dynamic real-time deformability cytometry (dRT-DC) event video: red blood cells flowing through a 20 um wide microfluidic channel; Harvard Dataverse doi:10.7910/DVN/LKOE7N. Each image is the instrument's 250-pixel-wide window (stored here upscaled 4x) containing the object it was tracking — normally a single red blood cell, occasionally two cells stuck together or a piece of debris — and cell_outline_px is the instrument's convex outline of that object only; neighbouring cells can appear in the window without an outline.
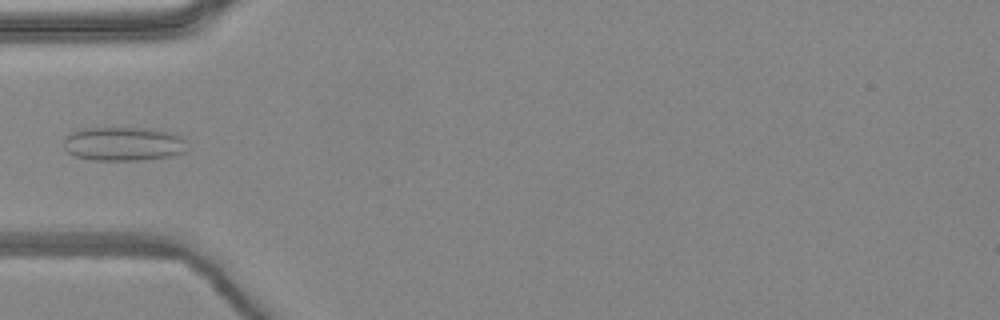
{"species": "common noctule bat (a hibernating species)", "species_latin": "Nyctalus noctula", "temperature_condition": "warm", "stored_images_in_passage": 5, "camera_frame_rate_fps": 3000, "um_per_image_px": 0.085, "animal": {"sex": "female", "body_mass_g": 24.6, "forearm_length_mm": 56.2}, "frame": {"image": 1, "passage_image": 4, "time_ms": 1.0, "image_size_px": [1000, 320], "cell_outline_px": [[188, 148], [184, 152], [172, 156], [144, 160], [92, 160], [76, 156], [68, 152], [64, 148], [64, 140], [72, 132], [80, 128], [148, 128], [172, 132], [180, 136], [184, 140]], "centroid_in_image_um": [10.52, 12.23], "position_along_channel_um": 74.5, "area_um2": 24.57}}